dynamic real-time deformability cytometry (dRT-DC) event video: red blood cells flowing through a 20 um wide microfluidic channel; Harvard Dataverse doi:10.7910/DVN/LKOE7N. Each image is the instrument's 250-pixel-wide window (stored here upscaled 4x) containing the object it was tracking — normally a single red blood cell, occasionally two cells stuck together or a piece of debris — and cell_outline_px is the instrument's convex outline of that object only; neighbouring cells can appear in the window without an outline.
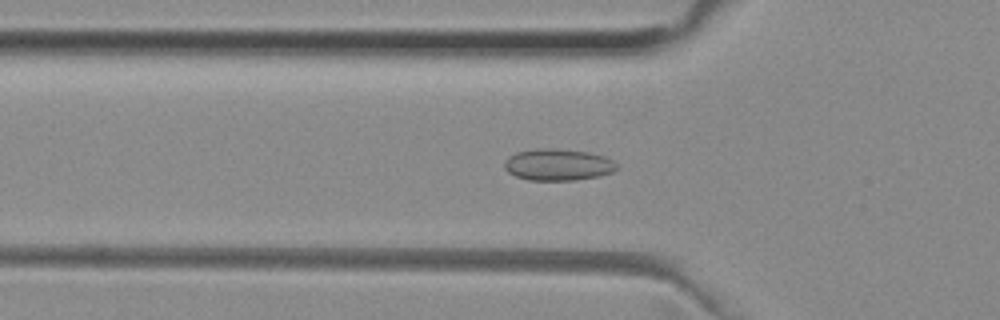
{"species": "common noctule bat (a hibernating species)", "species_latin": "Nyctalus noctula", "temperature_condition": "room temperature", "stored_images_in_passage": 52, "camera_frame_rate_fps": 3000, "um_per_image_px": 0.085, "animal": {"sex": "female", "body_mass_g": 29.2, "forearm_length_mm": 56.3}, "frame": {"image": 1, "passage_image": 17, "time_ms": 5.333, "image_size_px": [1000, 320], "cell_outline_px": [[616, 168], [612, 172], [600, 176], [576, 180], [528, 180], [516, 176], [508, 172], [504, 168], [504, 160], [508, 156], [516, 152], [536, 148], [552, 148], [588, 152], [604, 156], [612, 160], [616, 164]], "centroid_in_image_um": [47.39, 13.99], "position_along_channel_um": 78.4, "area_um2": 20.81}}
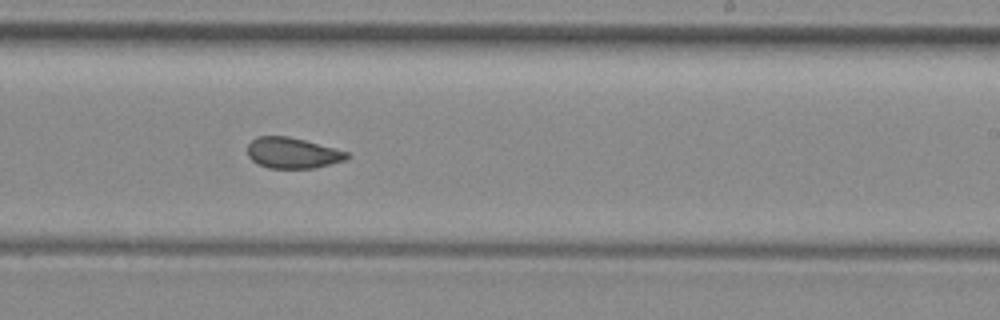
{"frame": {"image": 2, "passage_image": 31, "time_ms": 10.0, "image_size_px": [1000, 320], "cell_outline_px": [[352, 156], [348, 160], [316, 168], [268, 168], [256, 164], [248, 156], [248, 144], [256, 136], [288, 136], [304, 140], [348, 152]], "centroid_in_image_um": [24.88, 13.01], "position_along_channel_um": 264.1, "area_um2": 18.03}}
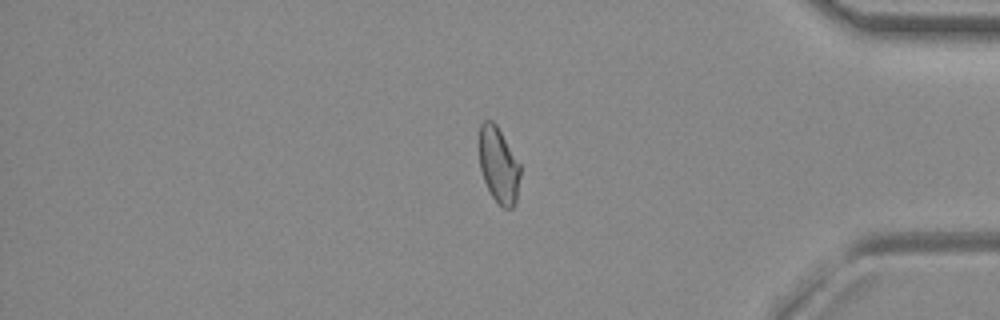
{"frame": {"image": 3, "passage_image": 43, "time_ms": 14.0, "image_size_px": [1000, 320], "cell_outline_px": [[520, 176], [516, 204], [512, 208], [504, 208], [492, 196], [484, 180], [480, 168], [480, 124], [484, 120], [492, 120], [496, 124], [520, 164]], "centroid_in_image_um": [42.4, 14.04], "position_along_channel_um": 392.8, "area_um2": 17.92}, "authors_computed_cell_mechanics": {"area_um2": 18.8717, "velocity_mm_per_s": 3.9717, "shape_relaxation_time_tau1_ms": null, "shape_relaxation_time_tau2_ms": 1.0321, "deformation_change_tau1": null, "deformation_change_tau2": 0.0647}}